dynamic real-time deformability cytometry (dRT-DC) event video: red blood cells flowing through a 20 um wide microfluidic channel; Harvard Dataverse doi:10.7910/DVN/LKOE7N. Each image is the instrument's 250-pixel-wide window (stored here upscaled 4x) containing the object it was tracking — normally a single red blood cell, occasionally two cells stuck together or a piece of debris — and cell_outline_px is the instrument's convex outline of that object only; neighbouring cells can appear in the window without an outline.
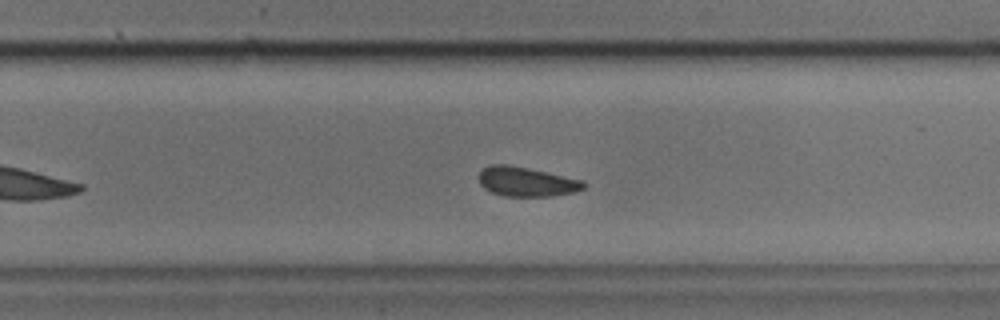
{"species": "common noctule bat (a hibernating species)", "species_latin": "Nyctalus noctula", "temperature_condition": "cold", "stored_images_in_passage": 27, "camera_frame_rate_fps": 3000, "um_per_image_px": 0.085, "animal": {"sex": "male", "body_mass_g": 17.9, "forearm_length_mm": 54.2}, "frame": {"image": 1, "passage_image": 20, "time_ms": 6.333, "image_size_px": [1000, 320], "cell_outline_px": [[588, 184], [584, 188], [576, 192], [552, 196], [504, 196], [492, 192], [484, 188], [480, 184], [476, 176], [488, 164], [508, 164], [528, 168], [584, 180]], "centroid_in_image_um": [44.75, 15.44], "position_along_channel_um": 285.1, "area_um2": 18.26}}